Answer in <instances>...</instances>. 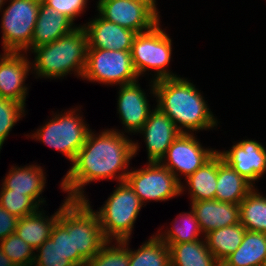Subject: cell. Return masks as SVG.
Here are the masks:
<instances>
[{"label": "cell", "mask_w": 266, "mask_h": 266, "mask_svg": "<svg viewBox=\"0 0 266 266\" xmlns=\"http://www.w3.org/2000/svg\"><path fill=\"white\" fill-rule=\"evenodd\" d=\"M63 202L58 221L52 228L50 238L74 266H86L87 261L78 252H74L73 200L66 197Z\"/></svg>", "instance_id": "7402d4cb"}, {"label": "cell", "mask_w": 266, "mask_h": 266, "mask_svg": "<svg viewBox=\"0 0 266 266\" xmlns=\"http://www.w3.org/2000/svg\"><path fill=\"white\" fill-rule=\"evenodd\" d=\"M77 27L68 17L41 1L33 30L31 50L40 45L52 43Z\"/></svg>", "instance_id": "d6986e66"}, {"label": "cell", "mask_w": 266, "mask_h": 266, "mask_svg": "<svg viewBox=\"0 0 266 266\" xmlns=\"http://www.w3.org/2000/svg\"><path fill=\"white\" fill-rule=\"evenodd\" d=\"M216 152L215 149L204 148L200 141H197L194 134L181 133L168 148L160 163L168 168L176 179L182 183L180 176L184 175L187 178Z\"/></svg>", "instance_id": "8fae6325"}, {"label": "cell", "mask_w": 266, "mask_h": 266, "mask_svg": "<svg viewBox=\"0 0 266 266\" xmlns=\"http://www.w3.org/2000/svg\"><path fill=\"white\" fill-rule=\"evenodd\" d=\"M239 215L246 230L266 233V196L254 187L240 202Z\"/></svg>", "instance_id": "83f0119b"}, {"label": "cell", "mask_w": 266, "mask_h": 266, "mask_svg": "<svg viewBox=\"0 0 266 266\" xmlns=\"http://www.w3.org/2000/svg\"><path fill=\"white\" fill-rule=\"evenodd\" d=\"M184 186L181 183V194L184 192V188H188V194L190 195V201H200L215 199L216 184H217V152L205 162L199 169L193 174L189 175Z\"/></svg>", "instance_id": "d4e9b609"}, {"label": "cell", "mask_w": 266, "mask_h": 266, "mask_svg": "<svg viewBox=\"0 0 266 266\" xmlns=\"http://www.w3.org/2000/svg\"><path fill=\"white\" fill-rule=\"evenodd\" d=\"M203 237L217 228L240 223L239 205L215 199L191 202Z\"/></svg>", "instance_id": "ac0fdd59"}, {"label": "cell", "mask_w": 266, "mask_h": 266, "mask_svg": "<svg viewBox=\"0 0 266 266\" xmlns=\"http://www.w3.org/2000/svg\"><path fill=\"white\" fill-rule=\"evenodd\" d=\"M5 2H7V1L6 0H0V11L3 9V5L5 4Z\"/></svg>", "instance_id": "f35d334b"}, {"label": "cell", "mask_w": 266, "mask_h": 266, "mask_svg": "<svg viewBox=\"0 0 266 266\" xmlns=\"http://www.w3.org/2000/svg\"><path fill=\"white\" fill-rule=\"evenodd\" d=\"M41 210L19 218L15 232L34 250L50 238L52 228L58 221L61 206L50 218L44 213L43 209Z\"/></svg>", "instance_id": "603a6c76"}, {"label": "cell", "mask_w": 266, "mask_h": 266, "mask_svg": "<svg viewBox=\"0 0 266 266\" xmlns=\"http://www.w3.org/2000/svg\"><path fill=\"white\" fill-rule=\"evenodd\" d=\"M44 173L43 168L38 164L23 167L12 166L1 185L5 189L31 197L40 206L46 202L45 198L40 197L46 184Z\"/></svg>", "instance_id": "ffe728a7"}, {"label": "cell", "mask_w": 266, "mask_h": 266, "mask_svg": "<svg viewBox=\"0 0 266 266\" xmlns=\"http://www.w3.org/2000/svg\"><path fill=\"white\" fill-rule=\"evenodd\" d=\"M35 252L38 253L35 254L33 266H74L51 238L46 240Z\"/></svg>", "instance_id": "e575fe53"}, {"label": "cell", "mask_w": 266, "mask_h": 266, "mask_svg": "<svg viewBox=\"0 0 266 266\" xmlns=\"http://www.w3.org/2000/svg\"><path fill=\"white\" fill-rule=\"evenodd\" d=\"M129 1H152V0H129Z\"/></svg>", "instance_id": "ab89813d"}, {"label": "cell", "mask_w": 266, "mask_h": 266, "mask_svg": "<svg viewBox=\"0 0 266 266\" xmlns=\"http://www.w3.org/2000/svg\"><path fill=\"white\" fill-rule=\"evenodd\" d=\"M139 81L119 86L117 113L127 133L136 134L144 125L150 112L149 100Z\"/></svg>", "instance_id": "2e32d148"}, {"label": "cell", "mask_w": 266, "mask_h": 266, "mask_svg": "<svg viewBox=\"0 0 266 266\" xmlns=\"http://www.w3.org/2000/svg\"><path fill=\"white\" fill-rule=\"evenodd\" d=\"M0 247L15 265L33 266L35 250L16 233H12L0 241Z\"/></svg>", "instance_id": "d6a6232c"}, {"label": "cell", "mask_w": 266, "mask_h": 266, "mask_svg": "<svg viewBox=\"0 0 266 266\" xmlns=\"http://www.w3.org/2000/svg\"><path fill=\"white\" fill-rule=\"evenodd\" d=\"M160 22L148 31L137 33L130 51L138 77L154 69L153 81L179 77L167 69L172 57V40Z\"/></svg>", "instance_id": "5b68a950"}, {"label": "cell", "mask_w": 266, "mask_h": 266, "mask_svg": "<svg viewBox=\"0 0 266 266\" xmlns=\"http://www.w3.org/2000/svg\"><path fill=\"white\" fill-rule=\"evenodd\" d=\"M9 2L1 18L3 51L27 53L31 51V40L41 0Z\"/></svg>", "instance_id": "52a82bcc"}, {"label": "cell", "mask_w": 266, "mask_h": 266, "mask_svg": "<svg viewBox=\"0 0 266 266\" xmlns=\"http://www.w3.org/2000/svg\"><path fill=\"white\" fill-rule=\"evenodd\" d=\"M234 144L232 149L217 152L223 161L255 187V181L266 173V148L254 139Z\"/></svg>", "instance_id": "4fadbf2b"}, {"label": "cell", "mask_w": 266, "mask_h": 266, "mask_svg": "<svg viewBox=\"0 0 266 266\" xmlns=\"http://www.w3.org/2000/svg\"><path fill=\"white\" fill-rule=\"evenodd\" d=\"M138 133L144 137L148 162H160L173 141L181 134L173 121L157 107L152 109Z\"/></svg>", "instance_id": "9a60e30c"}, {"label": "cell", "mask_w": 266, "mask_h": 266, "mask_svg": "<svg viewBox=\"0 0 266 266\" xmlns=\"http://www.w3.org/2000/svg\"><path fill=\"white\" fill-rule=\"evenodd\" d=\"M141 169H131L126 182L134 190L142 204L149 201H167L181 195V183L160 162H147Z\"/></svg>", "instance_id": "9c48e42d"}, {"label": "cell", "mask_w": 266, "mask_h": 266, "mask_svg": "<svg viewBox=\"0 0 266 266\" xmlns=\"http://www.w3.org/2000/svg\"><path fill=\"white\" fill-rule=\"evenodd\" d=\"M0 190V205L18 218L33 214L41 208L31 197L23 193L13 192L3 186Z\"/></svg>", "instance_id": "1f68e13d"}, {"label": "cell", "mask_w": 266, "mask_h": 266, "mask_svg": "<svg viewBox=\"0 0 266 266\" xmlns=\"http://www.w3.org/2000/svg\"><path fill=\"white\" fill-rule=\"evenodd\" d=\"M45 5L53 7L60 14L68 17L73 23L75 18L85 12L88 0H41Z\"/></svg>", "instance_id": "d590c367"}, {"label": "cell", "mask_w": 266, "mask_h": 266, "mask_svg": "<svg viewBox=\"0 0 266 266\" xmlns=\"http://www.w3.org/2000/svg\"><path fill=\"white\" fill-rule=\"evenodd\" d=\"M113 193L96 214L103 234L108 241L130 239L134 223L143 204L126 182H119Z\"/></svg>", "instance_id": "277c9868"}, {"label": "cell", "mask_w": 266, "mask_h": 266, "mask_svg": "<svg viewBox=\"0 0 266 266\" xmlns=\"http://www.w3.org/2000/svg\"><path fill=\"white\" fill-rule=\"evenodd\" d=\"M25 105L0 97V151L13 126L25 116Z\"/></svg>", "instance_id": "836d02e7"}, {"label": "cell", "mask_w": 266, "mask_h": 266, "mask_svg": "<svg viewBox=\"0 0 266 266\" xmlns=\"http://www.w3.org/2000/svg\"><path fill=\"white\" fill-rule=\"evenodd\" d=\"M203 239L167 244L170 250L171 266H221L210 253L204 237Z\"/></svg>", "instance_id": "484cf974"}, {"label": "cell", "mask_w": 266, "mask_h": 266, "mask_svg": "<svg viewBox=\"0 0 266 266\" xmlns=\"http://www.w3.org/2000/svg\"><path fill=\"white\" fill-rule=\"evenodd\" d=\"M25 52H4L0 55V97L18 101L26 106L28 87L25 80L31 70V62Z\"/></svg>", "instance_id": "5bb4252c"}, {"label": "cell", "mask_w": 266, "mask_h": 266, "mask_svg": "<svg viewBox=\"0 0 266 266\" xmlns=\"http://www.w3.org/2000/svg\"><path fill=\"white\" fill-rule=\"evenodd\" d=\"M82 79L104 85H124L139 79L130 51L87 49Z\"/></svg>", "instance_id": "ba28073f"}, {"label": "cell", "mask_w": 266, "mask_h": 266, "mask_svg": "<svg viewBox=\"0 0 266 266\" xmlns=\"http://www.w3.org/2000/svg\"><path fill=\"white\" fill-rule=\"evenodd\" d=\"M129 266H171L169 247L155 234L137 250L130 249Z\"/></svg>", "instance_id": "f1b7e54d"}, {"label": "cell", "mask_w": 266, "mask_h": 266, "mask_svg": "<svg viewBox=\"0 0 266 266\" xmlns=\"http://www.w3.org/2000/svg\"><path fill=\"white\" fill-rule=\"evenodd\" d=\"M112 242L113 241H108L90 260L87 261L86 266H129V239L115 241L116 243H113L114 245Z\"/></svg>", "instance_id": "4dcf8cb0"}, {"label": "cell", "mask_w": 266, "mask_h": 266, "mask_svg": "<svg viewBox=\"0 0 266 266\" xmlns=\"http://www.w3.org/2000/svg\"><path fill=\"white\" fill-rule=\"evenodd\" d=\"M83 26L87 34L88 48L114 51H131L136 32L110 22L100 15Z\"/></svg>", "instance_id": "e0dca14e"}, {"label": "cell", "mask_w": 266, "mask_h": 266, "mask_svg": "<svg viewBox=\"0 0 266 266\" xmlns=\"http://www.w3.org/2000/svg\"><path fill=\"white\" fill-rule=\"evenodd\" d=\"M266 233L246 230L241 245L221 266H265Z\"/></svg>", "instance_id": "cb8c5ba5"}, {"label": "cell", "mask_w": 266, "mask_h": 266, "mask_svg": "<svg viewBox=\"0 0 266 266\" xmlns=\"http://www.w3.org/2000/svg\"><path fill=\"white\" fill-rule=\"evenodd\" d=\"M245 232V227L238 223L217 228L206 234L204 238L210 253L222 264L241 245Z\"/></svg>", "instance_id": "4316f807"}, {"label": "cell", "mask_w": 266, "mask_h": 266, "mask_svg": "<svg viewBox=\"0 0 266 266\" xmlns=\"http://www.w3.org/2000/svg\"><path fill=\"white\" fill-rule=\"evenodd\" d=\"M254 186L223 161L217 152V184L215 200L240 204Z\"/></svg>", "instance_id": "44dd1931"}, {"label": "cell", "mask_w": 266, "mask_h": 266, "mask_svg": "<svg viewBox=\"0 0 266 266\" xmlns=\"http://www.w3.org/2000/svg\"><path fill=\"white\" fill-rule=\"evenodd\" d=\"M0 266H17L9 259L0 247Z\"/></svg>", "instance_id": "74e56055"}, {"label": "cell", "mask_w": 266, "mask_h": 266, "mask_svg": "<svg viewBox=\"0 0 266 266\" xmlns=\"http://www.w3.org/2000/svg\"><path fill=\"white\" fill-rule=\"evenodd\" d=\"M150 93L157 100L156 107L166 114L181 133L213 129L218 126L200 90L183 77L151 79Z\"/></svg>", "instance_id": "7a4b0ae2"}, {"label": "cell", "mask_w": 266, "mask_h": 266, "mask_svg": "<svg viewBox=\"0 0 266 266\" xmlns=\"http://www.w3.org/2000/svg\"><path fill=\"white\" fill-rule=\"evenodd\" d=\"M88 49L87 34L79 24L70 33L56 41L35 47L31 62V71L39 78L60 79L74 72L77 77L83 76ZM34 63V64H33ZM72 71V73H71Z\"/></svg>", "instance_id": "3957f363"}, {"label": "cell", "mask_w": 266, "mask_h": 266, "mask_svg": "<svg viewBox=\"0 0 266 266\" xmlns=\"http://www.w3.org/2000/svg\"><path fill=\"white\" fill-rule=\"evenodd\" d=\"M139 148L138 142L118 129H106L99 135L90 130L72 166L61 180V189L68 192V199L85 200L83 187L93 181H125L130 171L129 162Z\"/></svg>", "instance_id": "6da1fadb"}, {"label": "cell", "mask_w": 266, "mask_h": 266, "mask_svg": "<svg viewBox=\"0 0 266 266\" xmlns=\"http://www.w3.org/2000/svg\"><path fill=\"white\" fill-rule=\"evenodd\" d=\"M153 1L98 0L99 15L136 33L150 30L160 21Z\"/></svg>", "instance_id": "30bf717a"}, {"label": "cell", "mask_w": 266, "mask_h": 266, "mask_svg": "<svg viewBox=\"0 0 266 266\" xmlns=\"http://www.w3.org/2000/svg\"><path fill=\"white\" fill-rule=\"evenodd\" d=\"M79 109L72 108L64 113H56L44 126H40L32 139L43 142L49 147L62 152L69 161L73 162L78 151L85 143L91 129L88 128Z\"/></svg>", "instance_id": "8992f818"}, {"label": "cell", "mask_w": 266, "mask_h": 266, "mask_svg": "<svg viewBox=\"0 0 266 266\" xmlns=\"http://www.w3.org/2000/svg\"><path fill=\"white\" fill-rule=\"evenodd\" d=\"M19 218L0 205V241L16 232Z\"/></svg>", "instance_id": "8d00e7d4"}, {"label": "cell", "mask_w": 266, "mask_h": 266, "mask_svg": "<svg viewBox=\"0 0 266 266\" xmlns=\"http://www.w3.org/2000/svg\"><path fill=\"white\" fill-rule=\"evenodd\" d=\"M89 198L73 200L74 252L90 260L107 242Z\"/></svg>", "instance_id": "7c38bea8"}, {"label": "cell", "mask_w": 266, "mask_h": 266, "mask_svg": "<svg viewBox=\"0 0 266 266\" xmlns=\"http://www.w3.org/2000/svg\"><path fill=\"white\" fill-rule=\"evenodd\" d=\"M179 217V218H178ZM180 221H177V220ZM167 231V232H166ZM158 231L157 236L166 244H180L200 240L202 234L194 211L184 212L175 218L174 226L165 232ZM200 237V238H198Z\"/></svg>", "instance_id": "f546056e"}]
</instances>
